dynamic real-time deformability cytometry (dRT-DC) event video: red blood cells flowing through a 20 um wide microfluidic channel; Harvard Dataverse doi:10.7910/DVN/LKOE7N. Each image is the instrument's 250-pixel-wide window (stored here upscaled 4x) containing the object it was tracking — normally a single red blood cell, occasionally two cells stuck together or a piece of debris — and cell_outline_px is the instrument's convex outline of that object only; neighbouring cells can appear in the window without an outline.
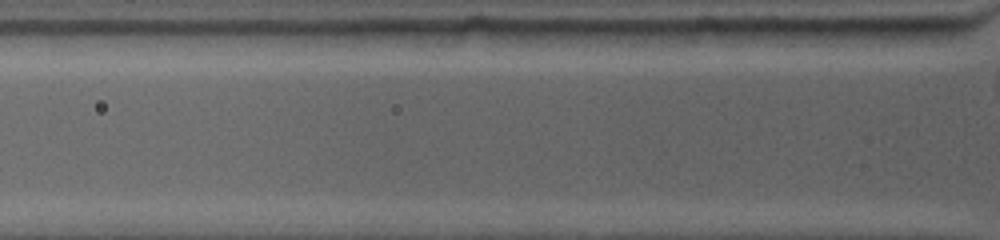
{"species": "common noctule bat (a hibernating species)", "species_latin": "Nyctalus noctula", "temperature_condition": "warm", "stored_images_in_passage": 2, "camera_frame_rate_fps": 4500, "um_per_image_px": 0.085, "animal": {"sex": "female", "body_mass_g": 19.0, "forearm_length_mm": 53.3}, "frame": {"image": 1, "passage_image": 2, "time_ms": 0.667, "image_size_px": [1000, 240], "cell_outline_px": [[832, 28], [812, 44], [736, 44], [724, 32], [724, 28]], "centroid_in_image_um": [65.9, 3.02], "position_along_channel_um": 59.9, "area_um2": 10.81}}